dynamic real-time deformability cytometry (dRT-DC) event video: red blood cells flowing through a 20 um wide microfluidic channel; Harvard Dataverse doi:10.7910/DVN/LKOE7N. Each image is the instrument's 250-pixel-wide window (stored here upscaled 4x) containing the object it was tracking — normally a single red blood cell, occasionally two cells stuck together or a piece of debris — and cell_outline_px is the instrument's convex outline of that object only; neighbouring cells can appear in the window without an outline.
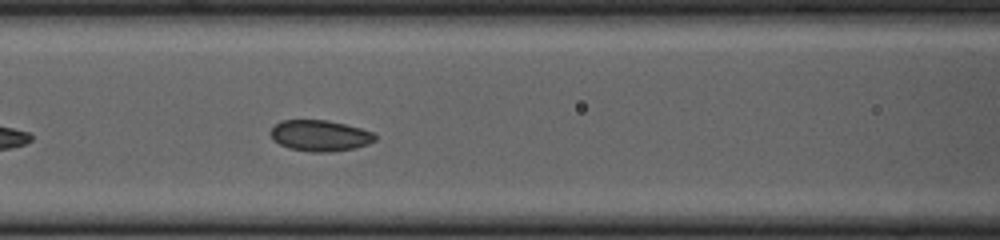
{"species": "common noctule bat (a hibernating species)", "species_latin": "Nyctalus noctula", "temperature_condition": "cold", "stored_images_in_passage": 17, "camera_frame_rate_fps": 3000, "um_per_image_px": 0.085, "animal": {"sex": "female", "body_mass_g": 23.0, "forearm_length_mm": 53.4}, "frame": {"image": 1, "passage_image": 10, "time_ms": 3.0, "image_size_px": [1000, 240], "cell_outline_px": [[376, 140], [368, 144], [356, 148], [328, 152], [312, 152], [288, 148], [272, 140], [268, 132], [280, 120], [328, 120], [360, 128], [372, 132], [376, 136]], "centroid_in_image_um": [27.17, 11.53], "position_along_channel_um": 139.4, "area_um2": 19.02}}